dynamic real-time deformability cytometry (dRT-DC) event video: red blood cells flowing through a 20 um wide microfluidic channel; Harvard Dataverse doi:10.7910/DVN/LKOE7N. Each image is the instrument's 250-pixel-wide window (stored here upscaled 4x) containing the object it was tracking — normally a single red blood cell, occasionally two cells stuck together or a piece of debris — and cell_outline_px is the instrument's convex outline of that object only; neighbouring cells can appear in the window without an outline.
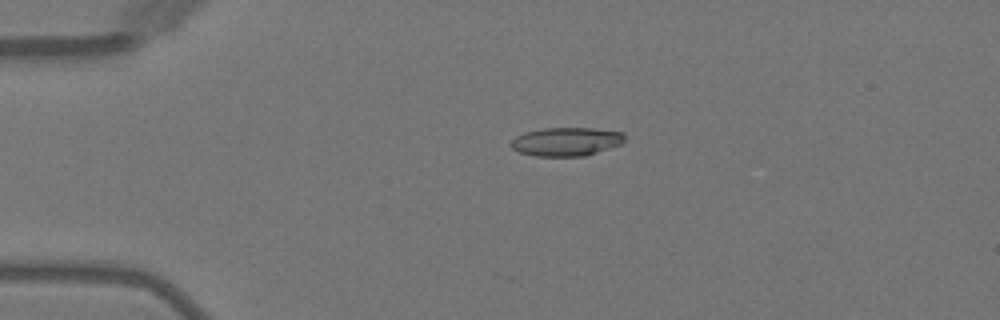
{"species": "Egyptian fruit bat (a non-hibernating species)", "species_latin": "Rousettus aegyptiacus", "temperature_condition": "warm", "stored_images_in_passage": 4, "camera_frame_rate_fps": 3000, "um_per_image_px": 0.085, "animal": {"sex": "female"}, "frame": {"image": 1, "passage_image": 3, "time_ms": 3.333, "image_size_px": [1000, 320], "cell_outline_px": [[624, 140], [620, 144], [584, 156], [536, 156], [520, 152], [512, 148], [508, 144], [516, 136], [524, 132], [544, 128], [592, 128], [624, 132]], "centroid_in_image_um": [48.1, 12.03], "position_along_channel_um": 36.9, "area_um2": 18.84}}